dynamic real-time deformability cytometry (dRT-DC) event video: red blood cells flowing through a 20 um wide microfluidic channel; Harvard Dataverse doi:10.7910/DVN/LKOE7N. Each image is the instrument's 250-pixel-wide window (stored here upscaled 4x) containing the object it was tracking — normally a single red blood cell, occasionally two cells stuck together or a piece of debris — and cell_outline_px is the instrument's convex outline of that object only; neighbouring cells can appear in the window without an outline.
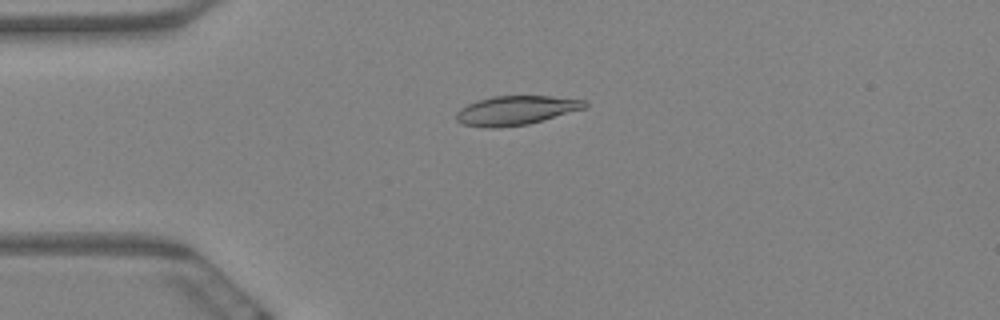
{"species": "Egyptian fruit bat (a non-hibernating species)", "species_latin": "Rousettus aegyptiacus", "temperature_condition": "warm", "stored_images_in_passage": 8, "camera_frame_rate_fps": 3000, "um_per_image_px": 0.085, "animal": {"sex": "female"}, "frame": {"image": 1, "passage_image": 5, "time_ms": 1.333, "image_size_px": [1000, 320], "cell_outline_px": [[588, 108], [544, 120], [528, 124], [496, 128], [488, 128], [460, 124], [456, 120], [456, 112], [460, 108], [476, 100], [492, 96], [548, 96], [588, 100]], "centroid_in_image_um": [43.87, 9.38], "position_along_channel_um": 41.1, "area_um2": 22.2}}
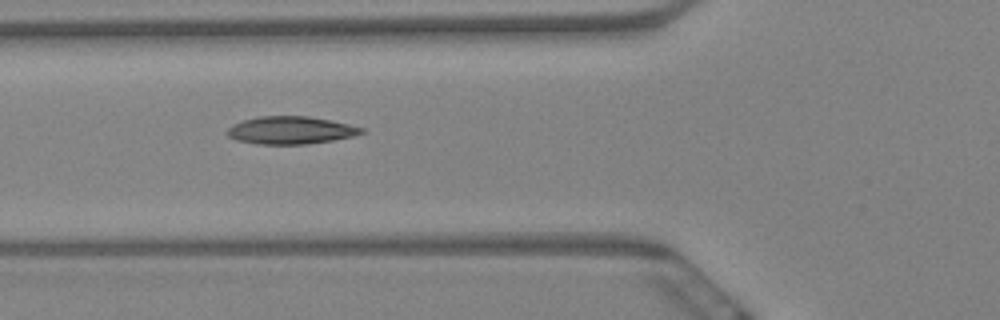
{"frame": {"image": 2, "passage_image": 7, "time_ms": 2.0, "image_size_px": [1000, 320], "cell_outline_px": [[368, 132], [352, 136], [332, 140], [304, 144], [256, 144], [236, 140], [228, 136], [228, 128], [232, 124], [244, 120], [260, 116], [308, 116], [348, 124], [364, 128]], "centroid_in_image_um": [24.71, 11.07], "position_along_channel_um": 101.1, "area_um2": 21.5}}
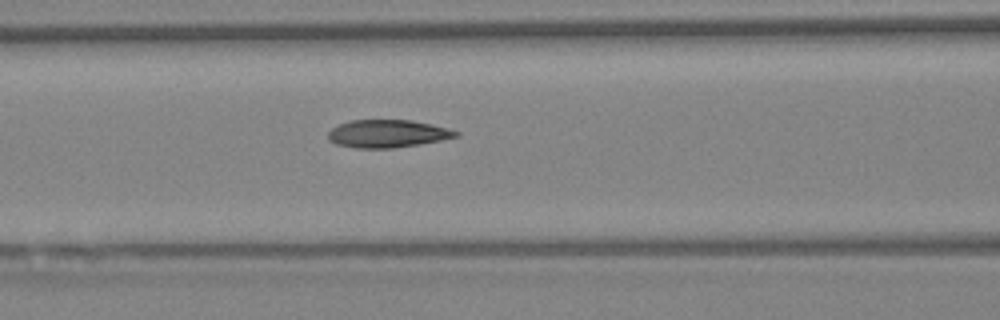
{"frame": {"image": 3, "passage_image": 8, "time_ms": 2.333, "image_size_px": [1000, 320], "cell_outline_px": [[460, 136], [420, 144], [392, 148], [356, 148], [336, 144], [328, 140], [328, 132], [332, 128], [340, 124], [352, 120], [412, 120], [432, 124], [448, 128], [460, 132]], "centroid_in_image_um": [32.95, 11.36], "position_along_channel_um": 133.6, "area_um2": 20.69}}